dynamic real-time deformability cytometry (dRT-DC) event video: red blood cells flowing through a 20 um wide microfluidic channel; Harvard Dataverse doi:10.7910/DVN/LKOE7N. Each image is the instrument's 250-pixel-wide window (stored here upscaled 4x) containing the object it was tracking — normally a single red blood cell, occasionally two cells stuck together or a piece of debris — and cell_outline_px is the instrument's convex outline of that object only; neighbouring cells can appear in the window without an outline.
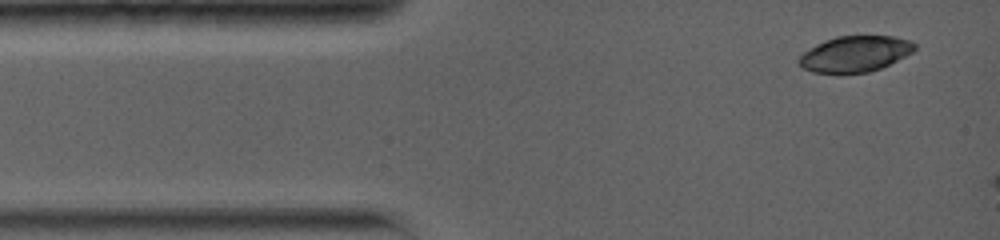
{"species": "common noctule bat (a hibernating species)", "species_latin": "Nyctalus noctula", "temperature_condition": "warm", "stored_images_in_passage": 4, "camera_frame_rate_fps": 5000, "um_per_image_px": 0.085, "animal": {"sex": "female", "body_mass_g": 19.0, "forearm_length_mm": 56.7}, "frame": {"image": 1, "passage_image": 1, "time_ms": 0.0, "image_size_px": [1000, 240], "cell_outline_px": [[916, 48], [912, 52], [880, 68], [868, 72], [812, 72], [804, 68], [796, 60], [804, 52], [816, 44], [836, 36], [892, 36], [908, 40], [916, 44]], "centroid_in_image_um": [72.66, 4.56], "position_along_channel_um": 12.3, "area_um2": 23.7}}